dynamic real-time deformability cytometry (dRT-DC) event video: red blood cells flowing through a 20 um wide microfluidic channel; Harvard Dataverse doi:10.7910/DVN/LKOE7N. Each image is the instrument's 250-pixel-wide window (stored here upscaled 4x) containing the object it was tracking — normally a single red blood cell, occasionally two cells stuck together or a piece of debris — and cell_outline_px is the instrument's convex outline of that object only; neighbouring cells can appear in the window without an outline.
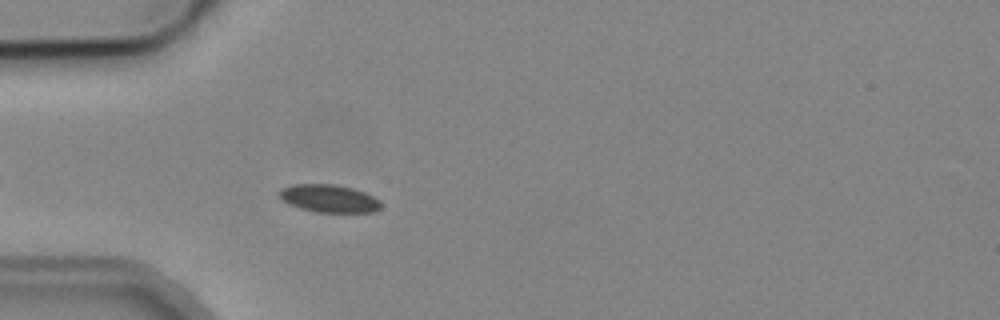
{"species": "common noctule bat (a hibernating species)", "species_latin": "Nyctalus noctula", "temperature_condition": "cold", "stored_images_in_passage": 2, "camera_frame_rate_fps": 3000, "um_per_image_px": 0.085, "animal": {"sex": "male", "body_mass_g": 19.2, "forearm_length_mm": 51.8}, "frame": {"image": 1, "passage_image": 2, "time_ms": 2.0, "image_size_px": [1000, 320], "cell_outline_px": [[380, 208], [372, 212], [316, 212], [300, 208], [288, 204], [280, 196], [280, 188], [292, 184], [332, 184], [352, 188], [364, 192], [380, 200]], "centroid_in_image_um": [27.95, 16.87], "position_along_channel_um": 57.1, "area_um2": 16.3}}